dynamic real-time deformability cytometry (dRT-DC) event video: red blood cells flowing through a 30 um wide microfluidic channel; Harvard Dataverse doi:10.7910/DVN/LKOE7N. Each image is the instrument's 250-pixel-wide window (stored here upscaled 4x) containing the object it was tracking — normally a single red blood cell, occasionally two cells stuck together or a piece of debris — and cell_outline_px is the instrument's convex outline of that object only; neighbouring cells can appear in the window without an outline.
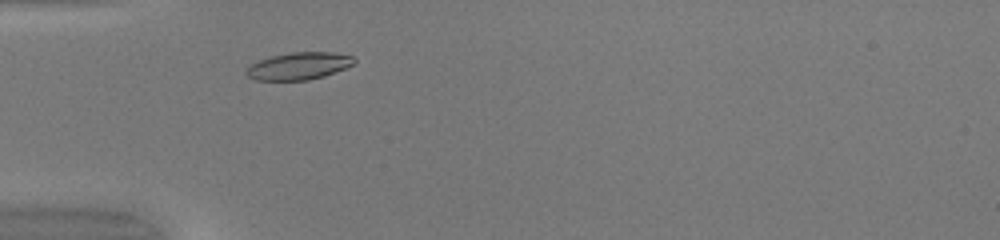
{"species": "common noctule bat (a hibernating species)", "species_latin": "Nyctalus noctula", "temperature_condition": "warm", "stored_images_in_passage": 39, "camera_frame_rate_fps": 3000, "um_per_image_px": 0.085, "animal": {"sex": "female", "body_mass_g": 20.0, "forearm_length_mm": 54.0}, "frame": {"image": 1, "passage_image": 5, "time_ms": 1.333, "image_size_px": [1000, 240], "cell_outline_px": [[356, 64], [324, 76], [308, 80], [256, 80], [248, 76], [244, 72], [252, 64], [260, 60], [272, 56], [292, 52], [332, 52], [352, 56], [356, 60]], "centroid_in_image_um": [25.43, 5.61], "position_along_channel_um": 59.6, "area_um2": 17.05}}
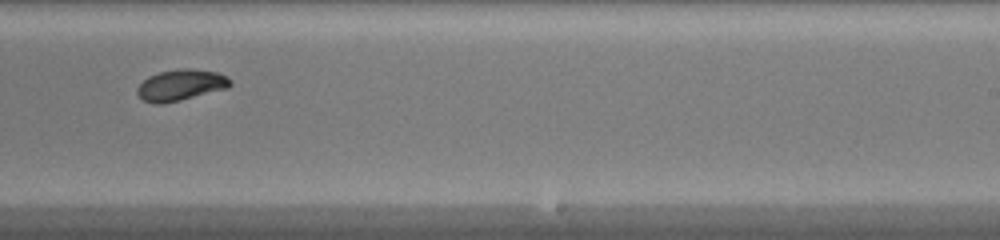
{"frame": {"image": 2, "passage_image": 21, "time_ms": 6.667, "image_size_px": [1000, 240], "cell_outline_px": [[232, 84], [228, 88], [164, 104], [152, 104], [144, 100], [136, 92], [136, 88], [148, 76], [160, 72], [184, 68], [188, 68], [220, 72], [232, 80]], "centroid_in_image_um": [15.38, 7.23], "position_along_channel_um": 273.6, "area_um2": 16.94}}
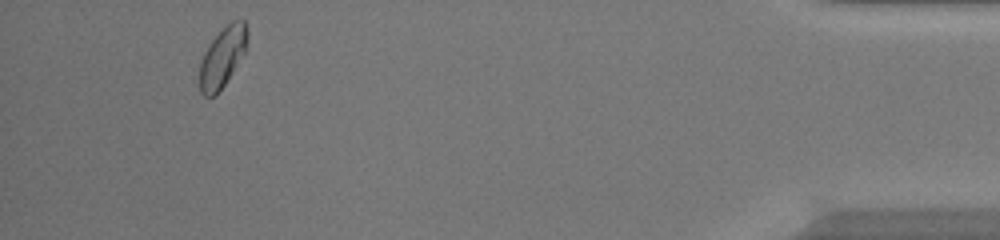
{"frame": {"image": 3, "passage_image": 36, "time_ms": 11.667, "image_size_px": [1000, 240], "cell_outline_px": [[248, 36], [244, 52], [232, 72], [216, 96], [204, 96], [200, 92], [200, 60], [204, 52], [212, 40], [232, 20], [244, 20], [248, 32]], "centroid_in_image_um": [18.9, 4.86], "position_along_channel_um": 416.3, "area_um2": 16.3}, "authors_computed_cell_mechanics": {"area_um2": 16.6464, "velocity_mm_per_s": 4.1295, "shape_relaxation_time_tau1_ms": 1.841, "shape_relaxation_time_tau2_ms": 4.8154, "deformation_change_tau1": 0.1038, "deformation_change_tau2": 0.049}}